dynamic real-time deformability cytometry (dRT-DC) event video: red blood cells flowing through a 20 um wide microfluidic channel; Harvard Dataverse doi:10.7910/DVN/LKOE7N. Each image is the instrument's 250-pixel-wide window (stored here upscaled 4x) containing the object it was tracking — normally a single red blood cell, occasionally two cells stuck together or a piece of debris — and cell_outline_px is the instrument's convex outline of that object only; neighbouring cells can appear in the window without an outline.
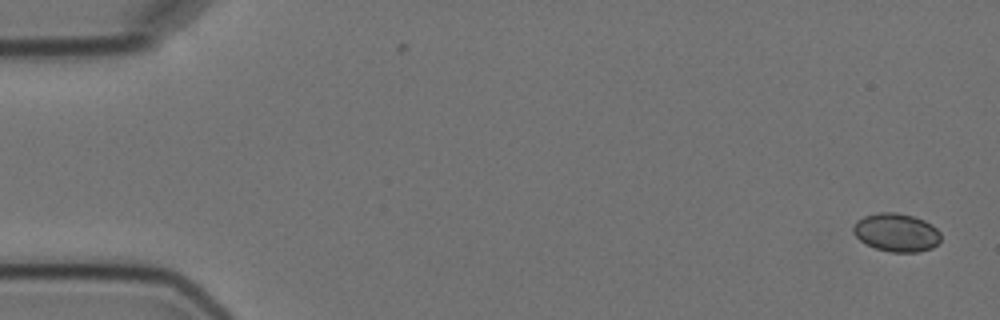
{"species": "Egyptian fruit bat (a non-hibernating species)", "species_latin": "Rousettus aegyptiacus", "temperature_condition": "cold", "stored_images_in_passage": 6, "camera_frame_rate_fps": 3000, "um_per_image_px": 0.085, "animal": {"sex": "female"}, "frame": {"image": 1, "passage_image": 1, "time_ms": 0.0, "image_size_px": [1000, 320], "cell_outline_px": [[940, 240], [932, 248], [916, 252], [892, 252], [876, 248], [860, 240], [852, 232], [852, 228], [856, 220], [864, 216], [876, 212], [896, 212], [912, 216], [924, 220], [932, 224], [940, 232]], "centroid_in_image_um": [76.18, 19.74], "position_along_channel_um": 8.8, "area_um2": 19.54}}
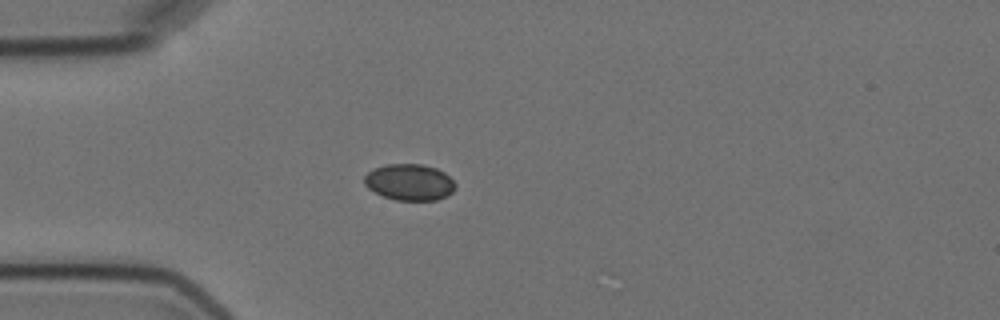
{"frame": {"image": 2, "passage_image": 5, "time_ms": 4.667, "image_size_px": [1000, 320], "cell_outline_px": [[456, 188], [448, 196], [436, 200], [396, 200], [384, 196], [368, 188], [364, 184], [364, 176], [368, 172], [376, 168], [388, 164], [424, 164], [436, 168], [444, 172], [456, 184]], "centroid_in_image_um": [34.83, 15.49], "position_along_channel_um": 50.2, "area_um2": 19.25}}